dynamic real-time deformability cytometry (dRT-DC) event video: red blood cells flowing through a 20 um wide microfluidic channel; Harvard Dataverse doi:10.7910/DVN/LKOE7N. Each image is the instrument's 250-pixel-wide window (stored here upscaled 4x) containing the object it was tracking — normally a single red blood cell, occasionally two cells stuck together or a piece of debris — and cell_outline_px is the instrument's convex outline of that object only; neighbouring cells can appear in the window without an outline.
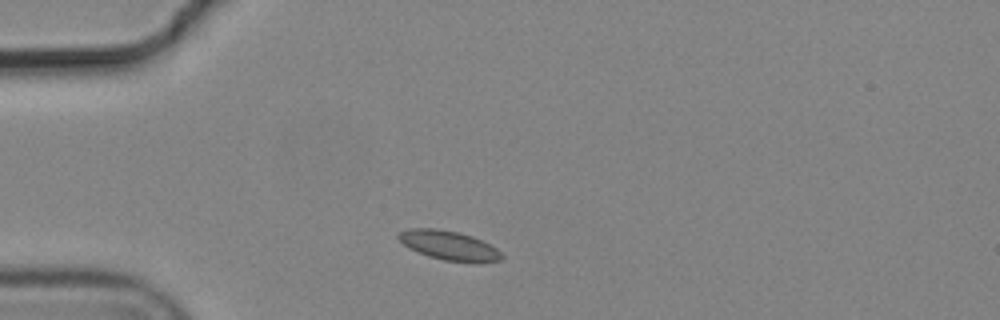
{"species": "common noctule bat (a hibernating species)", "species_latin": "Nyctalus noctula", "temperature_condition": "cold", "stored_images_in_passage": 2, "camera_frame_rate_fps": 3000, "um_per_image_px": 0.085, "animal": {"sex": "male", "body_mass_g": 19.2, "forearm_length_mm": 51.8}, "frame": {"image": 1, "passage_image": 1, "time_ms": 0.0, "image_size_px": [1000, 320], "cell_outline_px": [[504, 256], [500, 260], [476, 264], [444, 260], [428, 256], [404, 244], [396, 236], [396, 232], [412, 228], [436, 228], [460, 232], [472, 236], [496, 248]], "centroid_in_image_um": [38.18, 20.87], "position_along_channel_um": 46.8, "area_um2": 17.69}}